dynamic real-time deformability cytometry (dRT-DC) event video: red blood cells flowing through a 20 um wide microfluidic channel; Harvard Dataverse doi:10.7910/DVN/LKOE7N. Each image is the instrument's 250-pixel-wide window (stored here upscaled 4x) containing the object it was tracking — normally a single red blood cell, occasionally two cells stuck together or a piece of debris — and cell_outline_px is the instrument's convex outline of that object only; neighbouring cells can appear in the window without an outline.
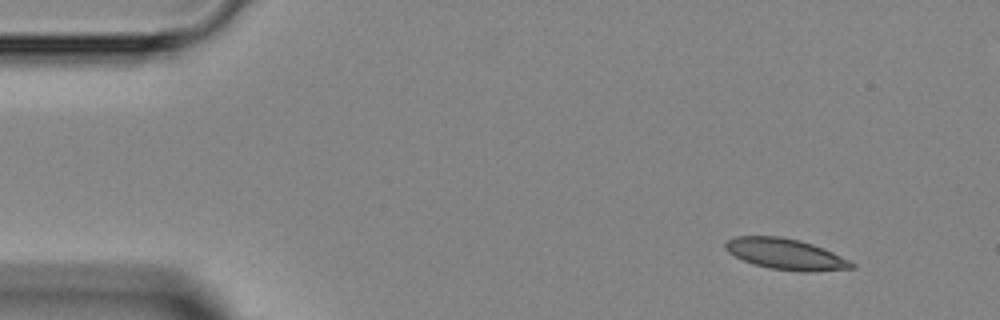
{"species": "Egyptian fruit bat (a non-hibernating species)", "species_latin": "Rousettus aegyptiacus", "temperature_condition": "room temperature", "stored_images_in_passage": 4, "camera_frame_rate_fps": 3000, "um_per_image_px": 0.085, "animal": {"sex": "female"}, "frame": {"image": 1, "passage_image": 1, "time_ms": 0.0, "image_size_px": [1000, 320], "cell_outline_px": [[856, 268], [808, 272], [804, 272], [768, 268], [752, 264], [728, 252], [724, 248], [724, 244], [728, 240], [736, 236], [780, 236], [800, 240], [812, 244], [832, 252], [856, 264]], "centroid_in_image_um": [66.77, 21.6], "position_along_channel_um": 18.2, "area_um2": 22.72}}